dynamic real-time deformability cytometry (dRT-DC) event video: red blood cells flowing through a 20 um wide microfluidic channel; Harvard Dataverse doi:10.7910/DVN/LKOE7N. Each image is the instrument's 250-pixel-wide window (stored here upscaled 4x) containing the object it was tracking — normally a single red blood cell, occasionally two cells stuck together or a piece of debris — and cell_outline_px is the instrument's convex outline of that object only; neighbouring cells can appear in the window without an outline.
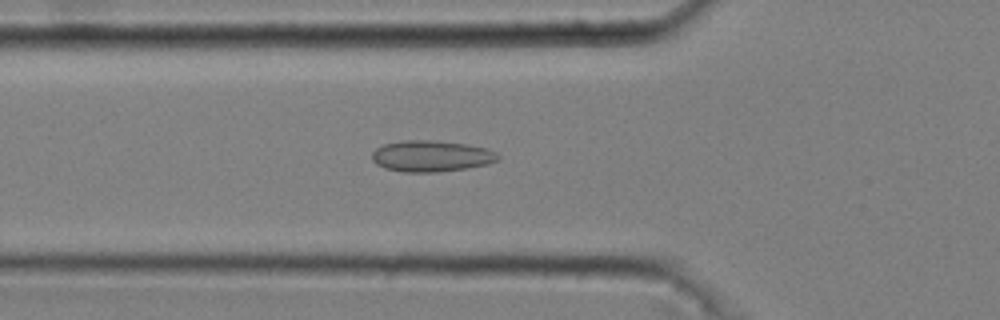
{"species": "common noctule bat (a hibernating species)", "species_latin": "Nyctalus noctula", "temperature_condition": "cold", "stored_images_in_passage": 51, "camera_frame_rate_fps": 3000, "um_per_image_px": 0.085, "animal": {"sex": "male", "body_mass_g": 20.4}, "frame": {"image": 1, "passage_image": 18, "time_ms": 5.667, "image_size_px": [1000, 320], "cell_outline_px": [[500, 160], [488, 164], [468, 168], [440, 172], [404, 172], [384, 168], [376, 164], [372, 160], [372, 152], [376, 148], [384, 144], [404, 140], [432, 140], [464, 144], [488, 148], [496, 152], [500, 156]], "centroid_in_image_um": [36.68, 13.27], "position_along_channel_um": 89.1, "area_um2": 23.12}}
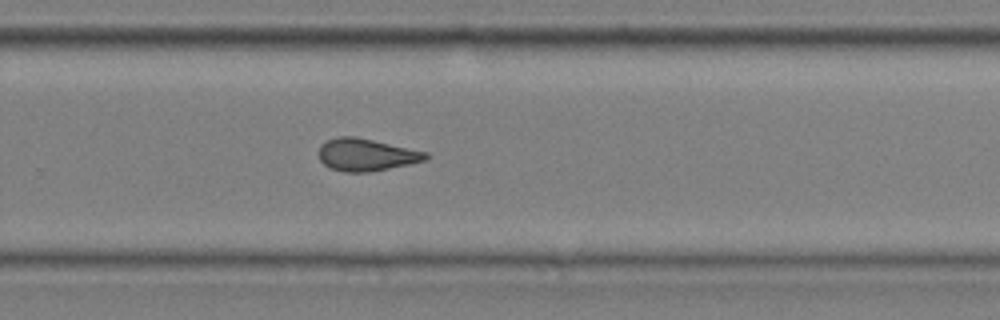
{"frame": {"image": 2, "passage_image": 35, "time_ms": 11.333, "image_size_px": [1000, 320], "cell_outline_px": [[428, 160], [368, 172], [344, 172], [332, 168], [324, 164], [320, 160], [320, 144], [328, 140], [340, 136], [356, 136], [428, 152]], "centroid_in_image_um": [31.15, 13.14], "position_along_channel_um": 298.7, "area_um2": 20.0}}
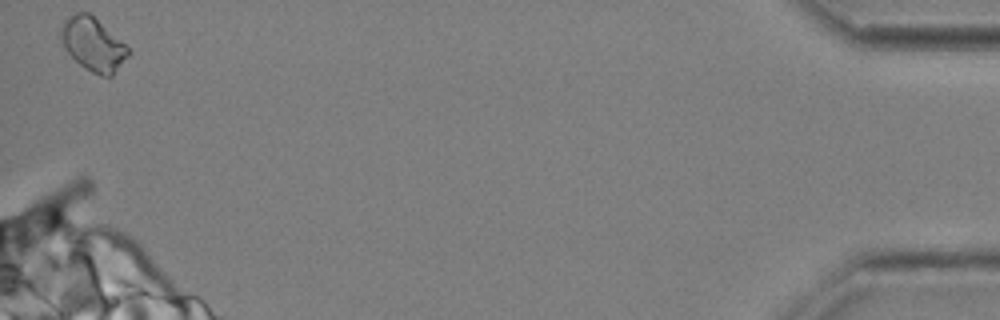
{"frame": {"image": 3, "passage_image": 51, "time_ms": 16.667, "image_size_px": [1000, 320], "cell_outline_px": [[128, 56], [112, 76], [100, 76], [84, 68], [64, 48], [60, 40], [60, 24], [64, 20], [76, 12], [88, 12], [120, 40], [128, 48]], "centroid_in_image_um": [7.86, 3.76], "position_along_channel_um": 427.3, "area_um2": 20.58}, "authors_computed_cell_mechanics": {"area_um2": 20.5768, "velocity_mm_per_s": 3.6997, "shape_relaxation_time_tau1_ms": null, "shape_relaxation_time_tau2_ms": 2.6254, "deformation_change_tau1": null, "deformation_change_tau2": 0.092}}